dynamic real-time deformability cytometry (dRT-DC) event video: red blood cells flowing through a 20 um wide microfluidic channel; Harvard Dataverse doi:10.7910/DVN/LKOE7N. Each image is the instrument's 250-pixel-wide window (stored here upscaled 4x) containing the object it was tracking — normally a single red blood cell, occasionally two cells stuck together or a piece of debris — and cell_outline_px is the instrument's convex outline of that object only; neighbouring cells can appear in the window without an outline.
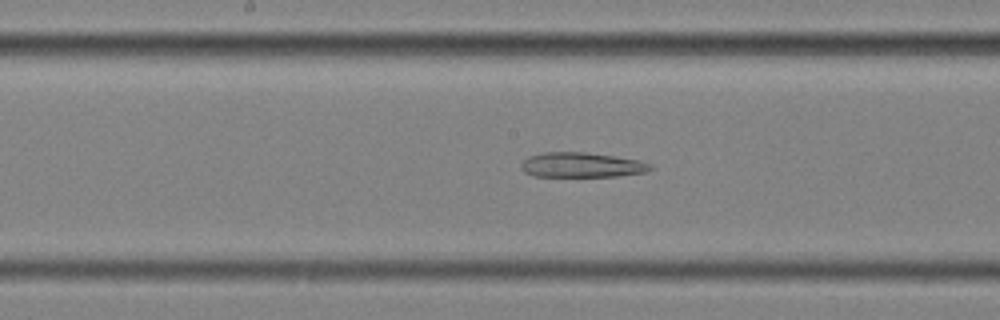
{"species": "common noctule bat (a hibernating species)", "species_latin": "Nyctalus noctula", "temperature_condition": "cold", "stored_images_in_passage": 57, "segment_of_instrument_passage": [2, 2], "camera_frame_rate_fps": 3000, "um_per_image_px": 0.085, "animal": {"sex": "female", "body_mass_g": 25.1}, "frame": {"image": 1, "passage_image": 30, "time_ms": 9.667, "image_size_px": [1000, 320], "cell_outline_px": [[652, 168], [644, 172], [616, 176], [532, 176], [524, 172], [520, 168], [520, 164], [528, 156], [544, 152], [584, 152], [640, 160], [652, 164]], "centroid_in_image_um": [49.39, 14.02], "position_along_channel_um": 198.8, "area_um2": 18.67}}
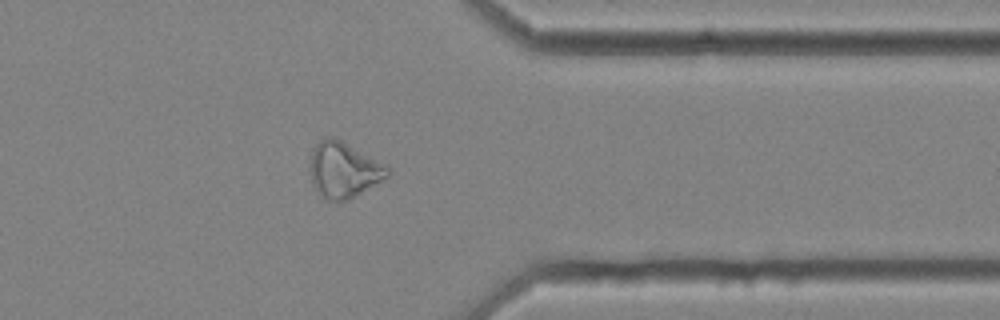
{"frame": {"image": 2, "passage_image": 46, "time_ms": 15.0, "image_size_px": [1000, 320], "cell_outline_px": [[392, 172], [388, 176], [348, 200], [324, 200], [320, 196], [312, 180], [308, 164], [312, 148], [320, 140], [332, 136], [336, 136], [392, 168]], "centroid_in_image_um": [29.2, 14.41], "position_along_channel_um": 382.2, "area_um2": 25.37}}
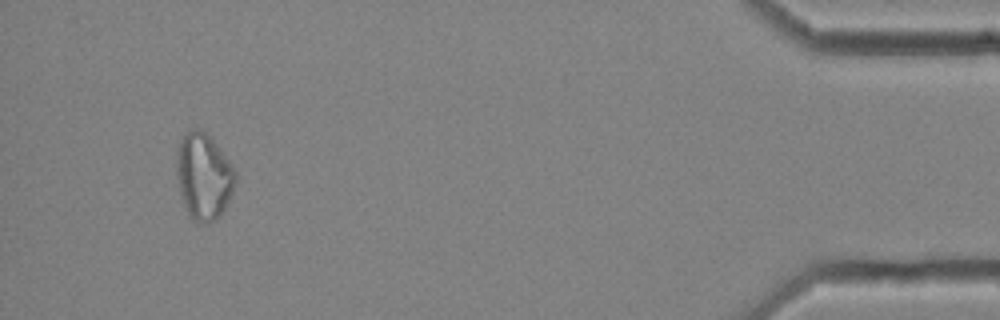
{"frame": {"image": 3, "passage_image": 54, "time_ms": 17.667, "image_size_px": [1000, 320], "cell_outline_px": [[236, 180], [232, 192], [220, 216], [204, 224], [200, 224], [192, 220], [188, 216], [184, 208], [176, 180], [176, 148], [184, 132], [192, 128], [200, 128], [212, 140], [232, 164], [236, 172]], "centroid_in_image_um": [17.26, 14.99], "position_along_channel_um": 417.9, "area_um2": 30.0}}